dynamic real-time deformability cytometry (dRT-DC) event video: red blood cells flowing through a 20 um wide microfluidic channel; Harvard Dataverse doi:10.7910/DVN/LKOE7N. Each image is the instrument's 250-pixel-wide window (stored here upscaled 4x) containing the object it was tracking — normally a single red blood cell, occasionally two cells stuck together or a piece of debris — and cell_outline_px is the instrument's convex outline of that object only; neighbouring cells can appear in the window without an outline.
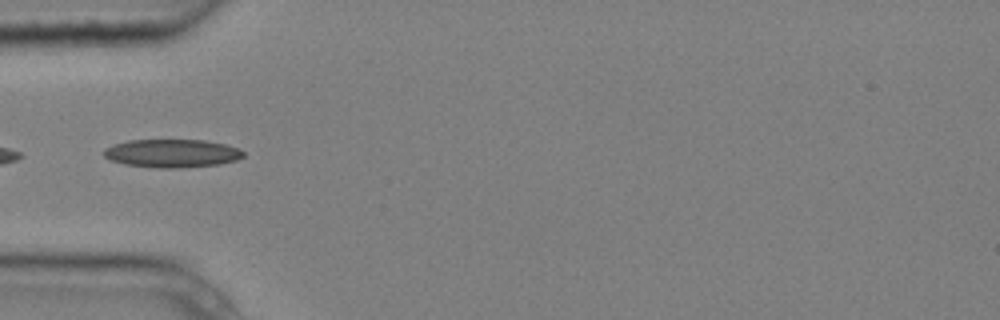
{"species": "common noctule bat (a hibernating species)", "species_latin": "Nyctalus noctula", "temperature_condition": "cold", "stored_images_in_passage": 4, "camera_frame_rate_fps": 3000, "um_per_image_px": 0.085, "animal": {"sex": "male", "body_mass_g": 20.4}, "frame": {"image": 1, "passage_image": 4, "time_ms": 1.0, "image_size_px": [1000, 320], "cell_outline_px": [[244, 156], [236, 160], [220, 164], [180, 168], [156, 168], [124, 164], [112, 160], [104, 156], [104, 148], [128, 140], [204, 140], [224, 144], [236, 148], [244, 152]], "centroid_in_image_um": [14.62, 13.04], "position_along_channel_um": 70.4, "area_um2": 22.83}}